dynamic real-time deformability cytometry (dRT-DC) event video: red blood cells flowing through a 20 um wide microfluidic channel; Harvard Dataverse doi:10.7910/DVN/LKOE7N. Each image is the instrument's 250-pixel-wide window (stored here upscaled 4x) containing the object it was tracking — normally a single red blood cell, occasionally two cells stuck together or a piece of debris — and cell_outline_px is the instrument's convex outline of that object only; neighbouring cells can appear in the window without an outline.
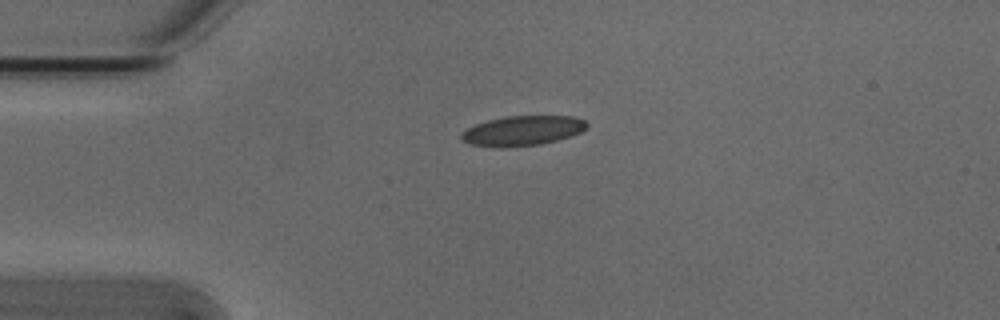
{"species": "Egyptian fruit bat (a non-hibernating species)", "species_latin": "Rousettus aegyptiacus", "temperature_condition": "cold", "stored_images_in_passage": 42, "camera_frame_rate_fps": 3000, "um_per_image_px": 0.085, "animal": {"sex": "male"}, "frame": {"image": 1, "passage_image": 1, "time_ms": 0.0, "image_size_px": [1000, 320], "cell_outline_px": [[588, 124], [580, 132], [572, 136], [540, 144], [500, 148], [468, 144], [460, 140], [460, 136], [468, 128], [476, 124], [488, 120], [504, 116], [572, 116], [584, 120]], "centroid_in_image_um": [44.38, 11.12], "position_along_channel_um": 40.6, "area_um2": 21.79}}
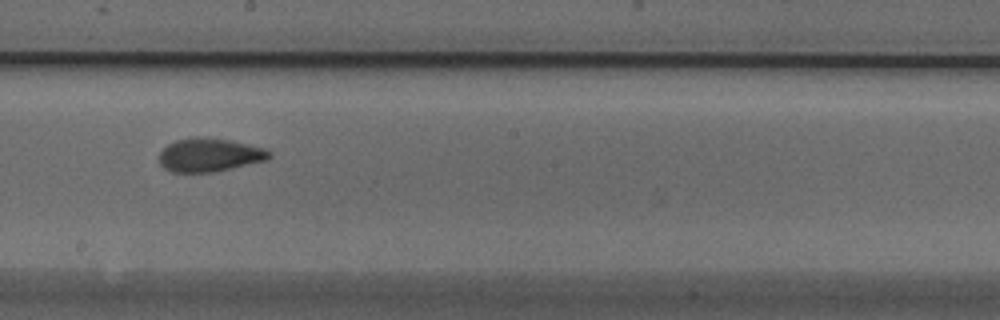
{"frame": {"image": 2, "passage_image": 18, "time_ms": 5.667, "image_size_px": [1000, 320], "cell_outline_px": [[272, 156], [268, 160], [212, 172], [172, 172], [164, 168], [160, 164], [160, 152], [168, 144], [176, 140], [192, 136], [200, 136], [232, 140], [264, 148], [272, 152]], "centroid_in_image_um": [17.82, 13.15], "position_along_channel_um": 230.4, "area_um2": 21.62}}
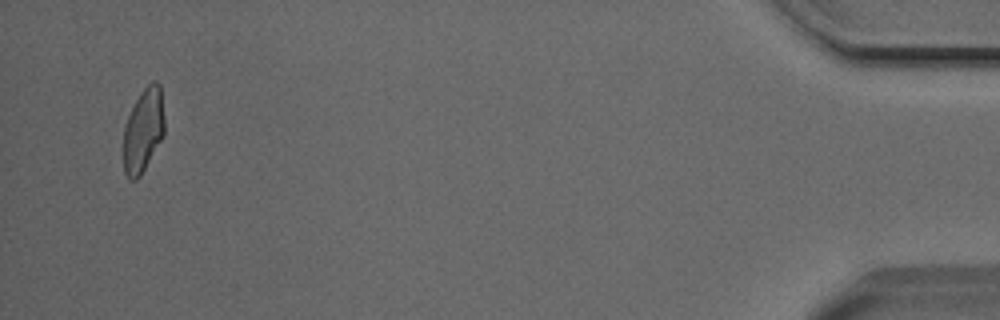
{"frame": {"image": 3, "passage_image": 40, "time_ms": 13.0, "image_size_px": [1000, 320], "cell_outline_px": [[164, 136], [140, 176], [136, 180], [128, 180], [124, 172], [124, 124], [140, 92], [152, 80], [156, 80], [160, 84], [164, 116]], "centroid_in_image_um": [12.19, 11.07], "position_along_channel_um": 423.0, "area_um2": 20.17}, "authors_computed_cell_mechanics": {"area_um2": 21.1259, "velocity_mm_per_s": 3.8142, "shape_relaxation_time_tau1_ms": 5.0413, "shape_relaxation_time_tau2_ms": 1.7487, "deformation_change_tau1": 0.1429, "deformation_change_tau2": 0.0688}}